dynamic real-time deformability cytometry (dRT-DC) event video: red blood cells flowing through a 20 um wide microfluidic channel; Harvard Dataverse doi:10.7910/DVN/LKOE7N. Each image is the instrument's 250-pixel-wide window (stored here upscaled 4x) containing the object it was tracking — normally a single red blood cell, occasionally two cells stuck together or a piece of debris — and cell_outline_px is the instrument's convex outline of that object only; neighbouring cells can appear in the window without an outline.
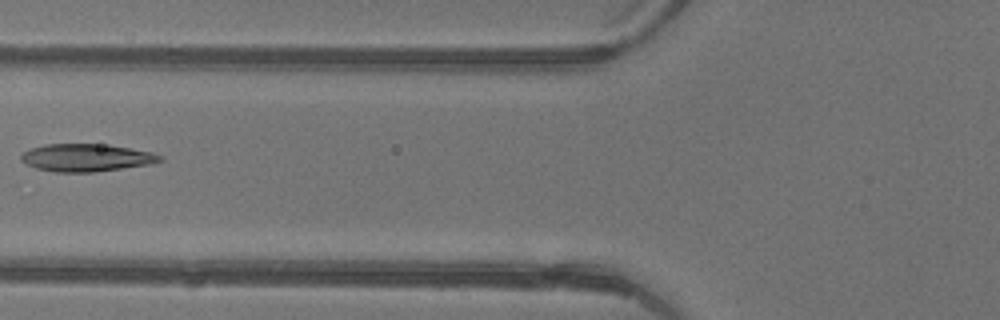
{"species": "common noctule bat (a hibernating species)", "species_latin": "Nyctalus noctula", "temperature_condition": "warm", "stored_images_in_passage": 5, "camera_frame_rate_fps": 3000, "um_per_image_px": 0.085, "animal": {"sex": "female"}, "frame": {"image": 1, "passage_image": 5, "time_ms": 1.333, "image_size_px": [1000, 320], "cell_outline_px": [[164, 160], [152, 164], [92, 172], [56, 172], [36, 168], [20, 160], [20, 156], [24, 152], [32, 148], [44, 144], [108, 144], [152, 152], [164, 156]], "centroid_in_image_um": [7.38, 13.39], "position_along_channel_um": 118.4, "area_um2": 22.37}}